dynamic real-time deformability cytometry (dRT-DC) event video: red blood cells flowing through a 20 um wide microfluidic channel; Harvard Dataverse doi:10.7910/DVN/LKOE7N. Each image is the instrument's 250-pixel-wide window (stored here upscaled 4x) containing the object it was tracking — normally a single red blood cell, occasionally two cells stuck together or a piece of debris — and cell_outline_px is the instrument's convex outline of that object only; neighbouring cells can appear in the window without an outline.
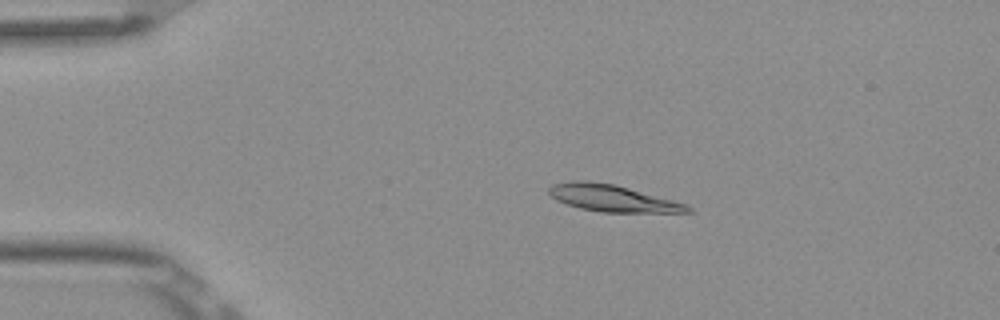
{"species": "Egyptian fruit bat (a non-hibernating species)", "species_latin": "Rousettus aegyptiacus", "temperature_condition": "room temperature", "stored_images_in_passage": 6, "camera_frame_rate_fps": 3000, "um_per_image_px": 0.085, "frame": {"image": 1, "passage_image": 3, "time_ms": 0.667, "image_size_px": [1000, 320], "cell_outline_px": [[696, 212], [600, 212], [580, 208], [556, 200], [548, 192], [548, 188], [552, 184], [576, 180], [588, 180], [616, 184], [672, 200], [684, 204], [692, 208]], "centroid_in_image_um": [52.03, 16.84], "position_along_channel_um": 33.0, "area_um2": 21.56}}
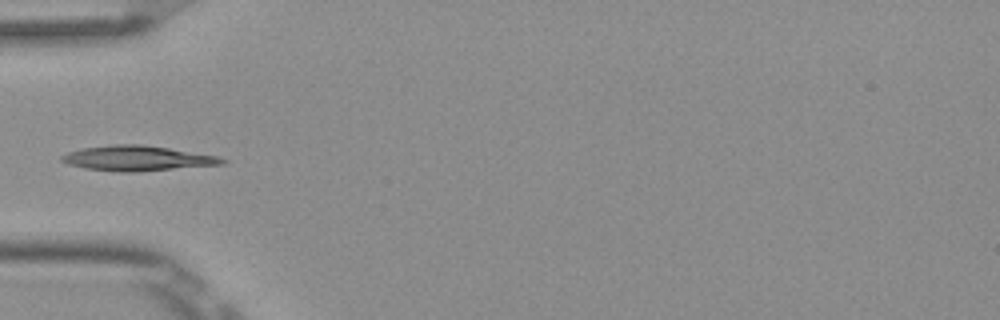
{"frame": {"image": 2, "passage_image": 5, "time_ms": 1.333, "image_size_px": [1000, 320], "cell_outline_px": [[228, 160], [224, 164], [136, 172], [120, 172], [84, 168], [68, 164], [60, 160], [60, 156], [68, 152], [84, 148], [116, 144], [140, 144], [168, 148], [216, 156]], "centroid_in_image_um": [11.65, 13.46], "position_along_channel_um": 73.4, "area_um2": 23.24}}
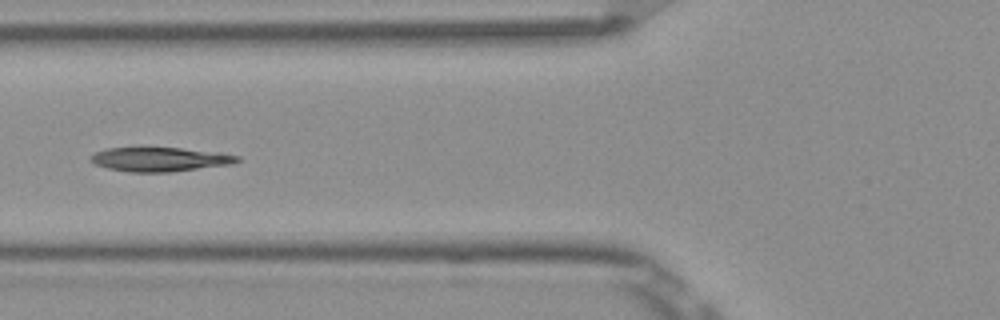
{"frame": {"image": 3, "passage_image": 6, "time_ms": 1.667, "image_size_px": [1000, 320], "cell_outline_px": [[240, 160], [232, 164], [172, 172], [132, 172], [108, 168], [96, 164], [88, 160], [88, 156], [96, 152], [108, 148], [180, 148], [220, 152], [240, 156]], "centroid_in_image_um": [13.61, 13.54], "position_along_channel_um": 112.2, "area_um2": 20.63}}